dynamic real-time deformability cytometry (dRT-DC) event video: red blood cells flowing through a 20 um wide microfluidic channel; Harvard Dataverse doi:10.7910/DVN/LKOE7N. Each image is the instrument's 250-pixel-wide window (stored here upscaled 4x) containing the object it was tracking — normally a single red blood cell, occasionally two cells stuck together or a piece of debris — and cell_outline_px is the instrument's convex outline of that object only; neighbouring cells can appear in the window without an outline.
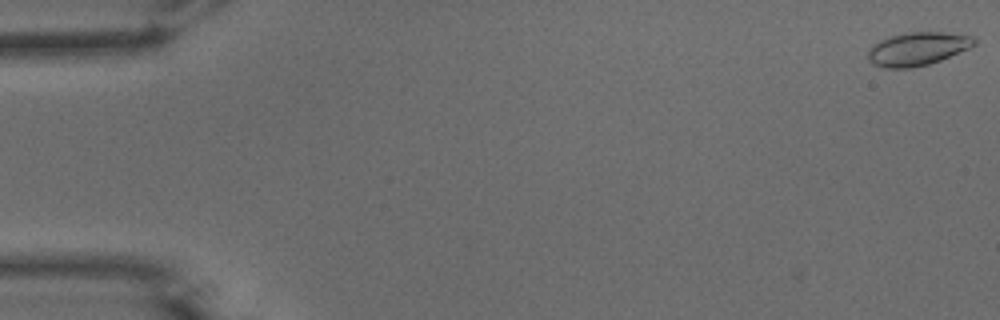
{"species": "common noctule bat (a hibernating species)", "species_latin": "Nyctalus noctula", "temperature_condition": "warm", "stored_images_in_passage": 11, "camera_frame_rate_fps": 3000, "um_per_image_px": 0.085, "animal": {"sex": "male", "body_mass_g": 15.6}, "frame": {"image": 1, "passage_image": 1, "time_ms": 0.0, "image_size_px": [1000, 320], "cell_outline_px": [[976, 44], [968, 48], [940, 60], [928, 64], [908, 68], [884, 68], [872, 64], [868, 60], [868, 48], [872, 44], [888, 36], [908, 32], [944, 32], [972, 36], [976, 40]], "centroid_in_image_um": [77.93, 4.14], "position_along_channel_um": 7.1, "area_um2": 20.63}}